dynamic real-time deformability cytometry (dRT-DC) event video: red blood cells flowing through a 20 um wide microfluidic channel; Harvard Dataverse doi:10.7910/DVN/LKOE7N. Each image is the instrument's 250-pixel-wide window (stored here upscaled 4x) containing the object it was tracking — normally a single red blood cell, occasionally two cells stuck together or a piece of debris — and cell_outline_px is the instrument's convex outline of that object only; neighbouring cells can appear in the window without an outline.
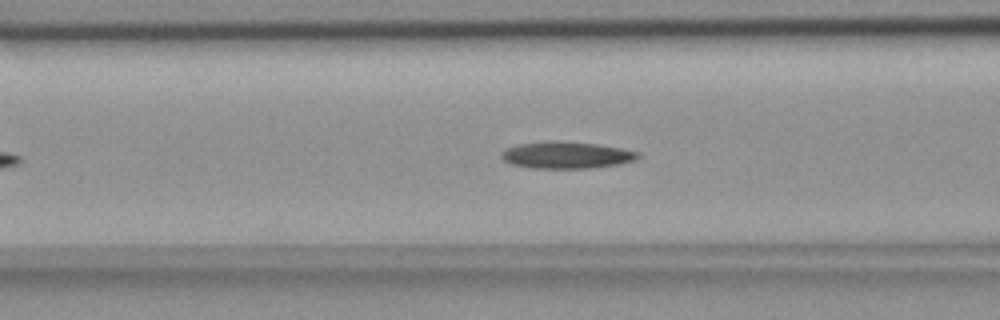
{"species": "common noctule bat (a hibernating species)", "species_latin": "Nyctalus noctula", "temperature_condition": "room temperature", "stored_images_in_passage": 43, "camera_frame_rate_fps": 3000, "um_per_image_px": 0.085, "animal": {"sex": "female", "body_mass_g": 18.4}, "frame": {"image": 1, "passage_image": 13, "time_ms": 4.0, "image_size_px": [1000, 320], "cell_outline_px": [[640, 156], [636, 160], [620, 164], [592, 168], [532, 168], [512, 164], [504, 160], [500, 156], [500, 152], [504, 148], [516, 144], [556, 140], [596, 144], [620, 148], [640, 152]], "centroid_in_image_um": [48.13, 13.18], "position_along_channel_um": 118.5, "area_um2": 21.56}}
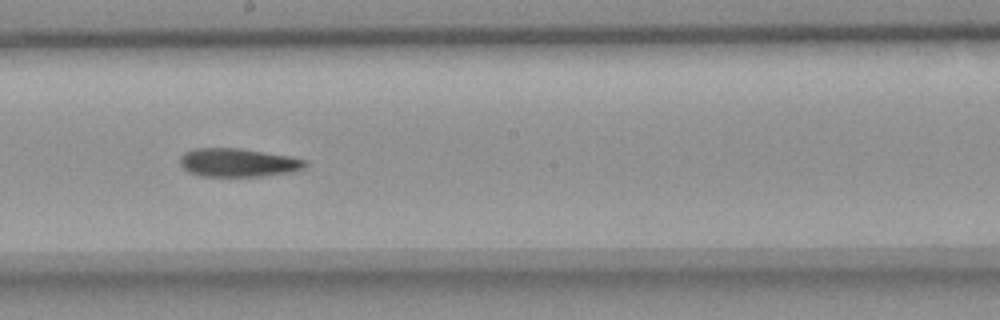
{"frame": {"image": 2, "passage_image": 22, "time_ms": 7.0, "image_size_px": [1000, 320], "cell_outline_px": [[308, 164], [304, 168], [296, 172], [260, 176], [200, 176], [188, 172], [180, 164], [180, 156], [184, 152], [196, 148], [240, 148], [288, 156], [308, 160]], "centroid_in_image_um": [20.26, 13.82], "position_along_channel_um": 227.9, "area_um2": 20.92}}
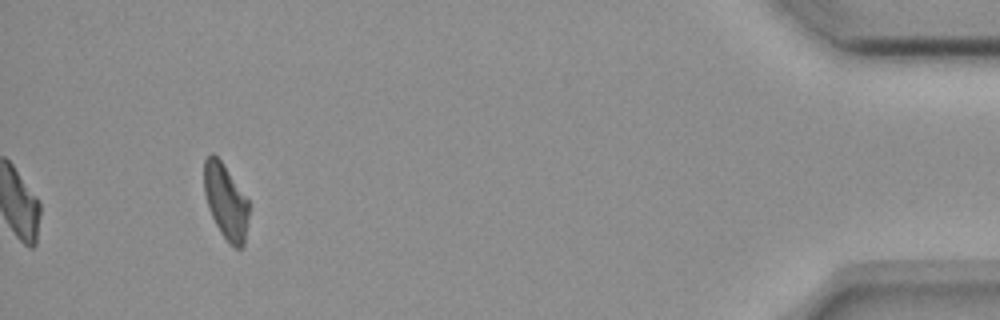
{"frame": {"image": 3, "passage_image": 43, "time_ms": 14.0, "image_size_px": [1000, 320], "cell_outline_px": [[248, 216], [244, 244], [240, 248], [232, 248], [228, 244], [220, 232], [208, 208], [204, 192], [204, 160], [212, 152], [220, 160], [248, 200]], "centroid_in_image_um": [19.17, 17.16], "position_along_channel_um": 416.0, "area_um2": 19.36}, "authors_computed_cell_mechanics": {"area_um2": 20.9814, "velocity_mm_per_s": 3.6673, "shape_relaxation_time_tau1_ms": null, "shape_relaxation_time_tau2_ms": 3.2059, "deformation_change_tau1": null, "deformation_change_tau2": 0.1136}}